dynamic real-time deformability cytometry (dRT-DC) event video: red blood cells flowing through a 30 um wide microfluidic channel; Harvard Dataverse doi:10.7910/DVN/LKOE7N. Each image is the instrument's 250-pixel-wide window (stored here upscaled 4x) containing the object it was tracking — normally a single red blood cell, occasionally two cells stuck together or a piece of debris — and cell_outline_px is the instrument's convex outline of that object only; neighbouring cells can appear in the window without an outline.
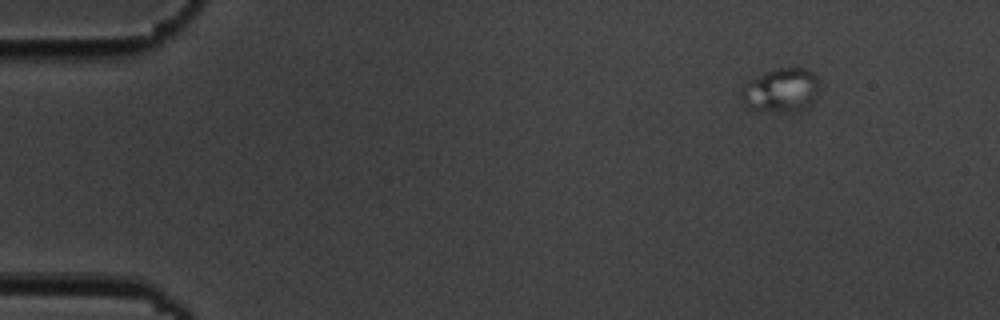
{"species": "common noctule bat (a hibernating species)", "species_latin": "Nyctalus noctula", "temperature_condition": "cold", "stored_images_in_passage": 3, "camera_frame_rate_fps": 3000, "um_per_image_px": 0.085, "animal": {"sex": "male", "body_mass_g": 19.5, "forearm_length_mm": 54.6}, "frame": {"image": 1, "passage_image": 1, "time_ms": 0.0, "image_size_px": [1000, 320], "cell_outline_px": [[820, 88], [812, 108], [804, 112], [776, 112], [748, 108], [744, 104], [740, 96], [740, 92], [744, 84], [764, 72], [776, 68], [808, 68], [816, 76]], "centroid_in_image_um": [66.45, 7.71], "position_along_channel_um": 18.6, "area_um2": 20.75}}